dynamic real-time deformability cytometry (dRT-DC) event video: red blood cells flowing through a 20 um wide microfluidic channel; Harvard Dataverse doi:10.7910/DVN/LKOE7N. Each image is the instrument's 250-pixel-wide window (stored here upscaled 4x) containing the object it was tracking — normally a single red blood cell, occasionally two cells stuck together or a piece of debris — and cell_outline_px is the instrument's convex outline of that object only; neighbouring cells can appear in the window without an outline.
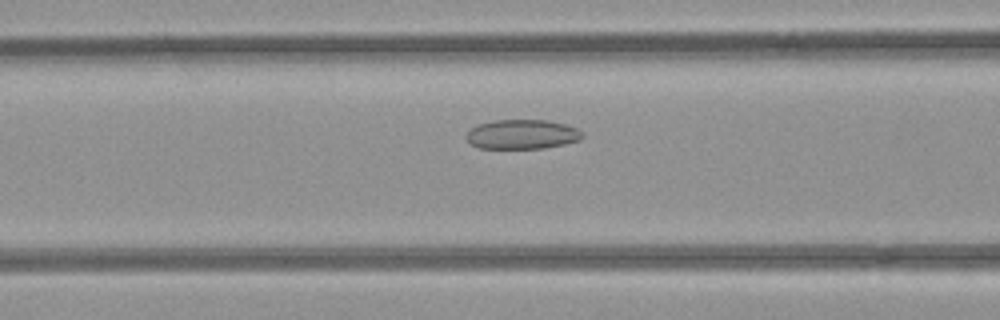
{"species": "common noctule bat (a hibernating species)", "species_latin": "Nyctalus noctula", "temperature_condition": "room temperature", "stored_images_in_passage": 41, "camera_frame_rate_fps": 3000, "um_per_image_px": 0.085, "animal": {"sex": "female", "body_mass_g": 21.9}, "frame": {"image": 1, "passage_image": 19, "time_ms": 6.0, "image_size_px": [1000, 320], "cell_outline_px": [[584, 136], [580, 140], [564, 144], [544, 148], [480, 148], [472, 144], [468, 140], [468, 132], [472, 128], [480, 124], [492, 120], [548, 120], [564, 124], [576, 128]], "centroid_in_image_um": [44.41, 11.41], "position_along_channel_um": 122.2, "area_um2": 19.65}}
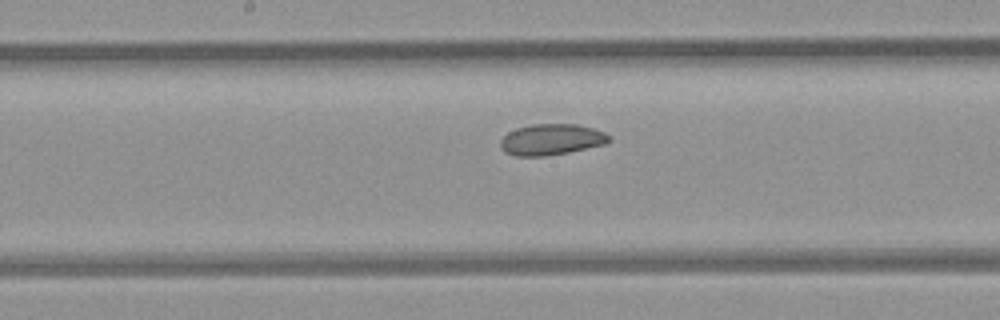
{"frame": {"image": 2, "passage_image": 25, "time_ms": 8.0, "image_size_px": [1000, 320], "cell_outline_px": [[612, 140], [604, 144], [568, 152], [544, 156], [516, 156], [504, 152], [500, 148], [500, 140], [508, 132], [516, 128], [532, 124], [576, 124], [592, 128], [604, 132]], "centroid_in_image_um": [46.82, 11.86], "position_along_channel_um": 201.4, "area_um2": 19.59}}
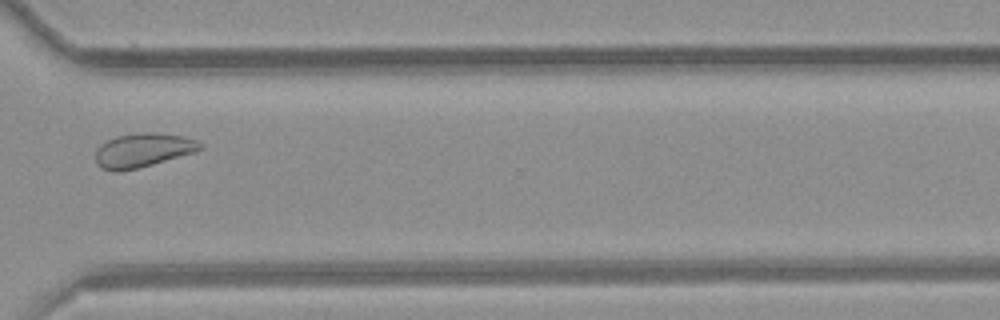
{"frame": {"image": 3, "passage_image": 37, "time_ms": 12.0, "image_size_px": [1000, 320], "cell_outline_px": [[204, 148], [196, 152], [152, 164], [136, 168], [116, 172], [100, 168], [96, 164], [96, 148], [100, 144], [116, 136], [144, 132], [156, 132], [184, 136], [196, 140], [204, 144]], "centroid_in_image_um": [12.16, 12.76], "position_along_channel_um": 358.4, "area_um2": 20.87}, "authors_computed_cell_mechanics": {"area_um2": 20.8658, "velocity_mm_per_s": 3.9354, "shape_relaxation_time_tau1_ms": null, "shape_relaxation_time_tau2_ms": 5.976, "deformation_change_tau1": null, "deformation_change_tau2": 0.0948}}